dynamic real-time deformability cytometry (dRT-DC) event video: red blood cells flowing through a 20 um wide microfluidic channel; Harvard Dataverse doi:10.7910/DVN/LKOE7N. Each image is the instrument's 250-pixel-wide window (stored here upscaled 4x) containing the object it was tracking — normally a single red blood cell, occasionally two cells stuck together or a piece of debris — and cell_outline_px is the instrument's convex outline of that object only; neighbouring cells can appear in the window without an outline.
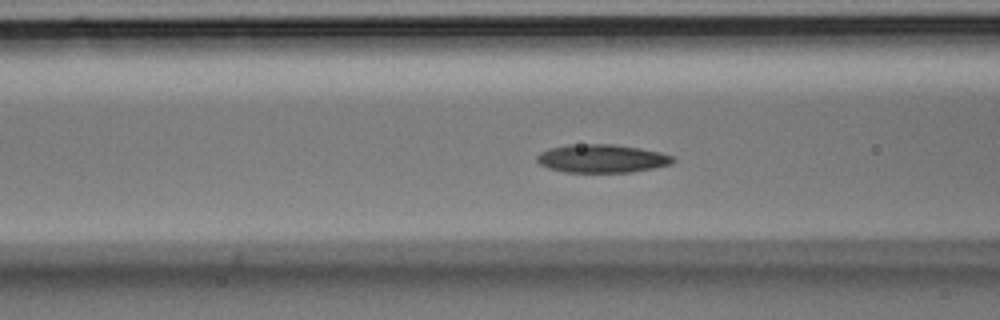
{"species": "Egyptian fruit bat (a non-hibernating species)", "species_latin": "Rousettus aegyptiacus", "temperature_condition": "room temperature", "stored_images_in_passage": 51, "camera_frame_rate_fps": 3000, "um_per_image_px": 0.085, "animal": {"sex": "male"}, "frame": {"image": 1, "passage_image": 19, "time_ms": 6.0, "image_size_px": [1000, 320], "cell_outline_px": [[676, 160], [672, 164], [652, 168], [628, 172], [564, 172], [548, 168], [540, 164], [536, 160], [536, 156], [540, 152], [548, 148], [568, 144], [616, 144], [640, 148], [660, 152], [676, 156]], "centroid_in_image_um": [51.16, 13.46], "position_along_channel_um": 115.4, "area_um2": 22.66}}
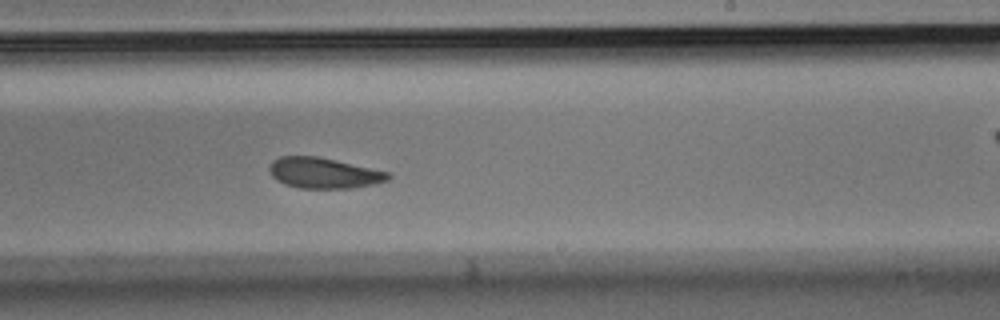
{"frame": {"image": 2, "passage_image": 30, "time_ms": 9.667, "image_size_px": [1000, 320], "cell_outline_px": [[392, 176], [388, 180], [372, 184], [352, 188], [300, 188], [284, 184], [276, 180], [272, 176], [268, 168], [272, 160], [280, 156], [316, 156], [336, 160], [388, 172]], "centroid_in_image_um": [27.48, 14.7], "position_along_channel_um": 261.5, "area_um2": 21.15}}
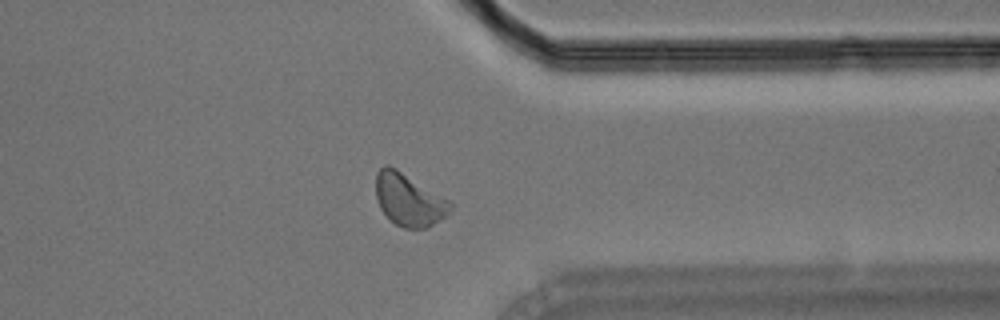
{"frame": {"image": 3, "passage_image": 39, "time_ms": 12.667, "image_size_px": [1000, 320], "cell_outline_px": [[452, 208], [444, 216], [428, 228], [404, 228], [396, 224], [380, 208], [376, 196], [376, 172], [384, 164], [388, 164], [396, 168], [452, 200]], "centroid_in_image_um": [34.77, 16.95], "position_along_channel_um": 376.6, "area_um2": 22.83}}